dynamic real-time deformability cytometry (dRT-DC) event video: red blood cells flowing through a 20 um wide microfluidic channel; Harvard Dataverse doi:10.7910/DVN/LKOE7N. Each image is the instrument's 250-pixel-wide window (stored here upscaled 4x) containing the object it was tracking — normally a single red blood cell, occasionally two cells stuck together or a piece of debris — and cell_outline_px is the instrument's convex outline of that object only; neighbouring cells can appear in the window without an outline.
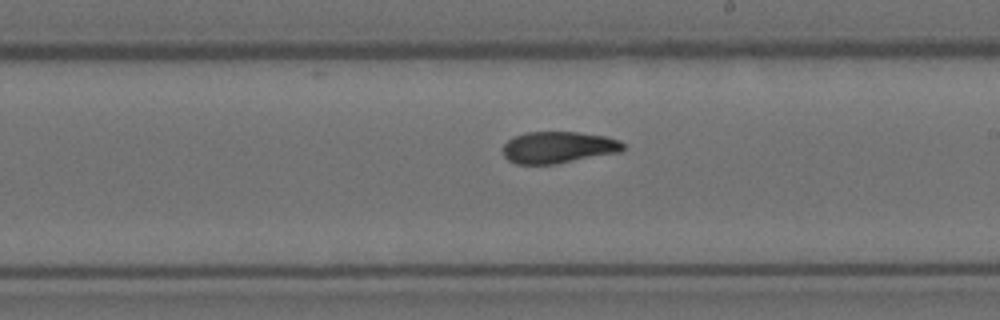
{"species": "Egyptian fruit bat (a non-hibernating species)", "species_latin": "Rousettus aegyptiacus", "temperature_condition": "room temperature", "stored_images_in_passage": 7, "segment_of_instrument_passage": [2, 2], "camera_frame_rate_fps": 3000, "um_per_image_px": 0.085, "animal": {"sex": "female"}, "frame": {"image": 1, "passage_image": 7, "time_ms": 2.0, "image_size_px": [1000, 320], "cell_outline_px": [[624, 148], [620, 152], [556, 164], [516, 164], [508, 160], [504, 156], [504, 144], [508, 140], [524, 132], [576, 132], [608, 136], [620, 140], [624, 144]], "centroid_in_image_um": [47.47, 12.52], "position_along_channel_um": 241.5, "area_um2": 22.25}}